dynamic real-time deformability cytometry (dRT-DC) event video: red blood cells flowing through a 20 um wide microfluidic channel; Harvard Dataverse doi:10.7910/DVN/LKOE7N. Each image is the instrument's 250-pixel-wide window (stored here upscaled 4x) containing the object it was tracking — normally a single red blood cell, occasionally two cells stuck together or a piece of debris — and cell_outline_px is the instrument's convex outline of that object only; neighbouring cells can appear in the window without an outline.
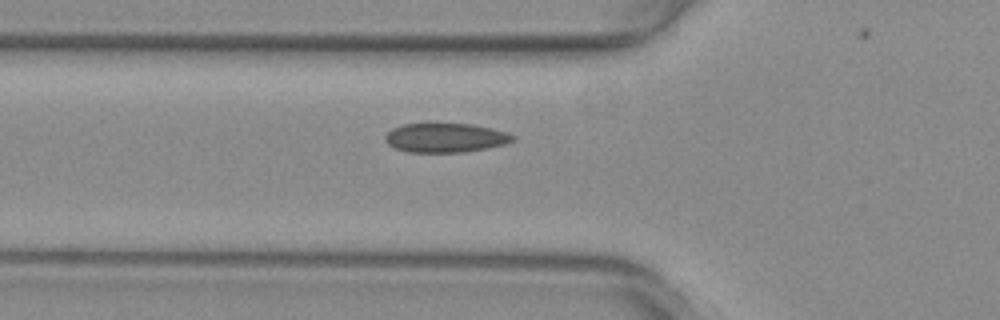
{"species": "common noctule bat (a hibernating species)", "species_latin": "Nyctalus noctula", "temperature_condition": "warm", "stored_images_in_passage": 7, "camera_frame_rate_fps": 3000, "um_per_image_px": 0.085, "animal": {"sex": "female", "body_mass_g": 29.2, "forearm_length_mm": 56.3}, "frame": {"image": 1, "passage_image": 6, "time_ms": 1.667, "image_size_px": [1000, 320], "cell_outline_px": [[516, 140], [504, 144], [464, 152], [408, 152], [396, 148], [388, 144], [384, 140], [384, 136], [392, 128], [404, 124], [428, 120], [472, 124], [492, 128], [508, 132], [516, 136]], "centroid_in_image_um": [37.84, 11.65], "position_along_channel_um": 88.0, "area_um2": 22.66}}